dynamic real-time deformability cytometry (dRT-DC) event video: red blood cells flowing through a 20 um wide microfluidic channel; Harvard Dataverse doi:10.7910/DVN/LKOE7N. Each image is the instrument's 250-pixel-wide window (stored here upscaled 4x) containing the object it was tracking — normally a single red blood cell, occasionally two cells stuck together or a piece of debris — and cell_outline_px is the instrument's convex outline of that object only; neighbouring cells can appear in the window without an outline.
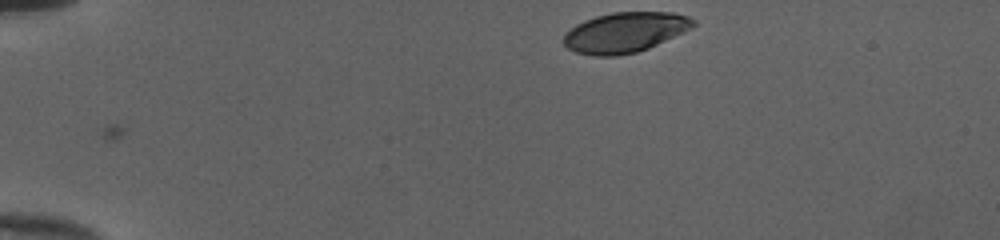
{"species": "human", "species_latin": "Homo sapiens", "temperature_condition": "cold", "stored_images_in_passage": 36, "camera_frame_rate_fps": 3000, "um_per_image_px": 0.085, "donor": {"sex": "female"}, "frame": {"image": 1, "passage_image": 1, "time_ms": 0.0, "image_size_px": [1000, 240], "cell_outline_px": [[696, 24], [692, 28], [684, 32], [648, 48], [636, 52], [616, 56], [592, 56], [576, 52], [568, 48], [564, 44], [564, 36], [576, 24], [584, 20], [596, 16], [612, 12], [672, 12], [688, 16], [696, 20]], "centroid_in_image_um": [53.15, 2.75], "position_along_channel_um": 31.9, "area_um2": 30.29}}
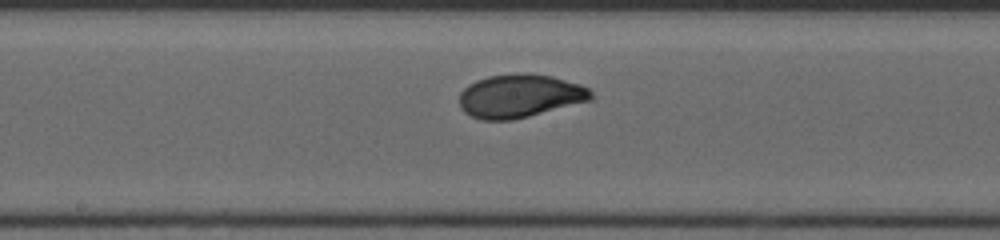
{"frame": {"image": 2, "passage_image": 20, "time_ms": 6.333, "image_size_px": [1000, 240], "cell_outline_px": [[592, 100], [512, 120], [480, 120], [464, 112], [460, 108], [460, 92], [468, 84], [476, 80], [488, 76], [516, 72], [524, 72], [552, 76], [580, 84], [588, 88], [592, 92]], "centroid_in_image_um": [44.17, 8.14], "position_along_channel_um": 204.0, "area_um2": 33.47}}
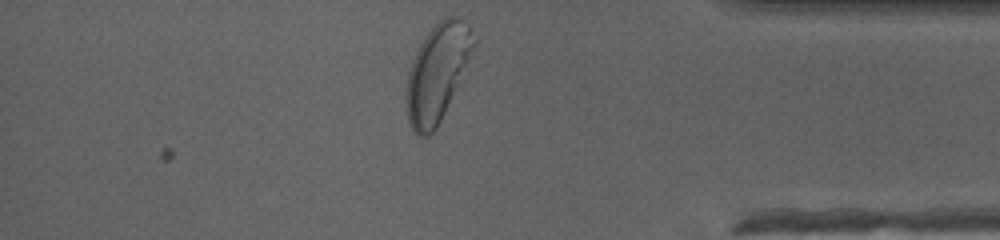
{"frame": {"image": 3, "passage_image": 36, "time_ms": 11.667, "image_size_px": [1000, 240], "cell_outline_px": [[476, 44], [440, 120], [436, 128], [428, 136], [416, 136], [408, 120], [408, 72], [412, 60], [420, 44], [428, 32], [444, 16], [456, 16], [460, 20], [476, 40]], "centroid_in_image_um": [37.15, 6.18], "position_along_channel_um": 398.0, "area_um2": 36.47}, "authors_computed_cell_mechanics": {"area_um2": 32.8593, "velocity_mm_per_s": 4.0088, "shape_relaxation_time_tau1_ms": 2.9388, "shape_relaxation_time_tau2_ms": null, "deformation_change_tau1": 0.1624, "deformation_change_tau2": null}}